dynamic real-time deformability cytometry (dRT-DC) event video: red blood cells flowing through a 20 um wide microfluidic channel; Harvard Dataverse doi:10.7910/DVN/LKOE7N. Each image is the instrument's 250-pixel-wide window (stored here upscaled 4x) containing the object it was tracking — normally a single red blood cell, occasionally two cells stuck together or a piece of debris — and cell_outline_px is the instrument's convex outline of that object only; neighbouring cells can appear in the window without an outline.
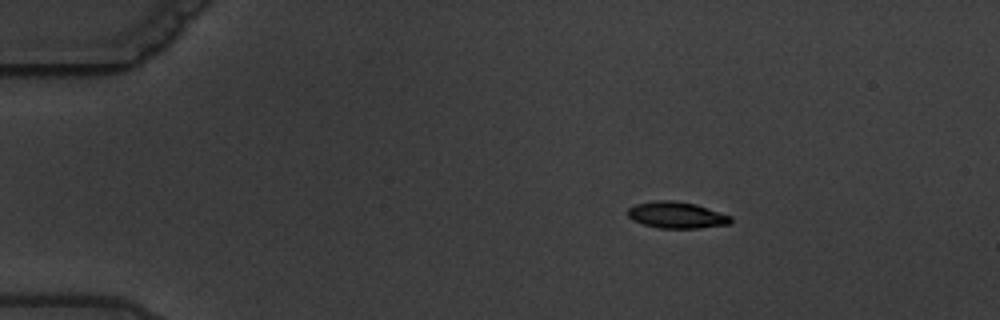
{"species": "common noctule bat (a hibernating species)", "species_latin": "Nyctalus noctula", "temperature_condition": "warm", "stored_images_in_passage": 7, "segment_of_instrument_passage": [1, 2], "camera_frame_rate_fps": 3000, "um_per_image_px": 0.085, "animal": {"sex": "male", "body_mass_g": 19.5, "forearm_length_mm": 54.6}, "frame": {"image": 1, "passage_image": 4, "time_ms": 3.333, "image_size_px": [1000, 320], "cell_outline_px": [[732, 220], [728, 224], [700, 228], [660, 228], [644, 224], [632, 220], [628, 216], [628, 208], [636, 204], [656, 200], [672, 200], [696, 204], [732, 216]], "centroid_in_image_um": [57.51, 18.27], "position_along_channel_um": 27.5, "area_um2": 15.84}}